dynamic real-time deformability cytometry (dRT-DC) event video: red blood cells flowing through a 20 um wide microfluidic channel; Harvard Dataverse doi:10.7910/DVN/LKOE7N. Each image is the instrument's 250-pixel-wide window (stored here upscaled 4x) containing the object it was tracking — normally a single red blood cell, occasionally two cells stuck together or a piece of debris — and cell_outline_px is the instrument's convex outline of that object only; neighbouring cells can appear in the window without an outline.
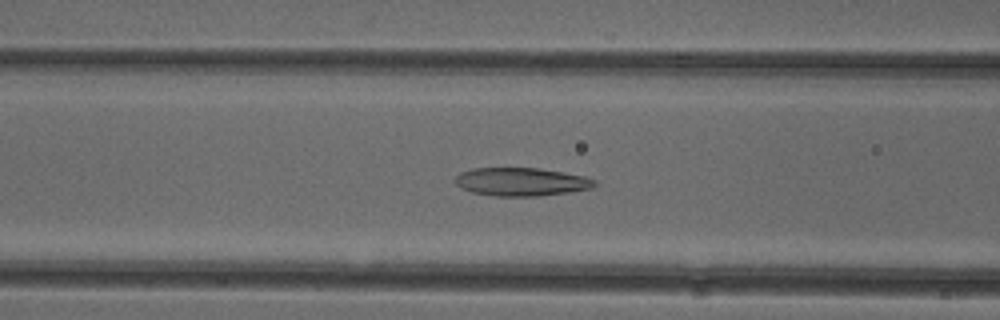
{"species": "common noctule bat (a hibernating species)", "species_latin": "Nyctalus noctula", "temperature_condition": "cold", "stored_images_in_passage": 37, "camera_frame_rate_fps": 3000, "um_per_image_px": 0.085, "animal": {"sex": "female"}, "frame": {"image": 1, "passage_image": 20, "time_ms": 6.333, "image_size_px": [1000, 320], "cell_outline_px": [[596, 184], [592, 188], [568, 192], [540, 196], [496, 196], [472, 192], [460, 188], [456, 184], [456, 176], [460, 172], [472, 168], [540, 168], [564, 172], [584, 176], [596, 180]], "centroid_in_image_um": [44.31, 15.45], "position_along_channel_um": 122.3, "area_um2": 23.0}}
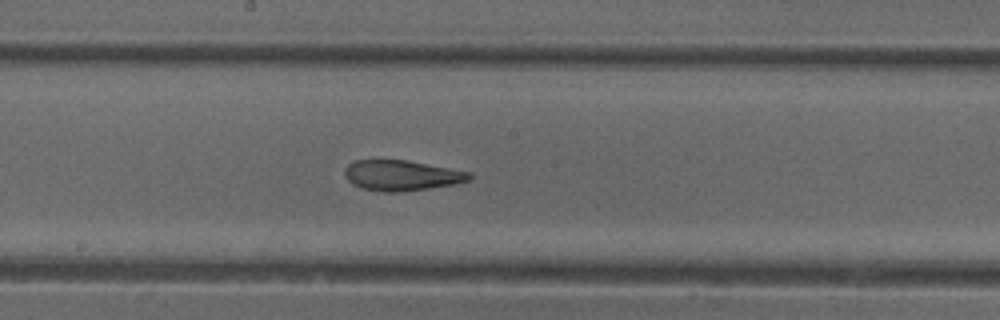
{"frame": {"image": 2, "passage_image": 27, "time_ms": 8.667, "image_size_px": [1000, 320], "cell_outline_px": [[472, 180], [456, 184], [400, 192], [384, 192], [364, 188], [352, 184], [344, 176], [344, 168], [348, 164], [356, 160], [404, 160], [472, 172]], "centroid_in_image_um": [34.15, 14.91], "position_along_channel_um": 214.1, "area_um2": 22.08}}
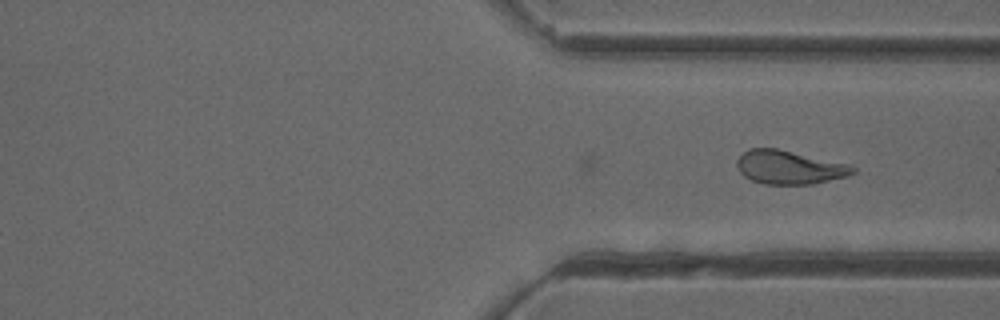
{"frame": {"image": 3, "passage_image": 37, "time_ms": 12.0, "image_size_px": [1000, 320], "cell_outline_px": [[856, 172], [848, 176], [812, 184], [764, 184], [752, 180], [744, 176], [740, 172], [736, 164], [736, 160], [748, 148], [776, 148], [852, 164], [856, 168]], "centroid_in_image_um": [67.13, 14.21], "position_along_channel_um": 344.3, "area_um2": 22.89}}